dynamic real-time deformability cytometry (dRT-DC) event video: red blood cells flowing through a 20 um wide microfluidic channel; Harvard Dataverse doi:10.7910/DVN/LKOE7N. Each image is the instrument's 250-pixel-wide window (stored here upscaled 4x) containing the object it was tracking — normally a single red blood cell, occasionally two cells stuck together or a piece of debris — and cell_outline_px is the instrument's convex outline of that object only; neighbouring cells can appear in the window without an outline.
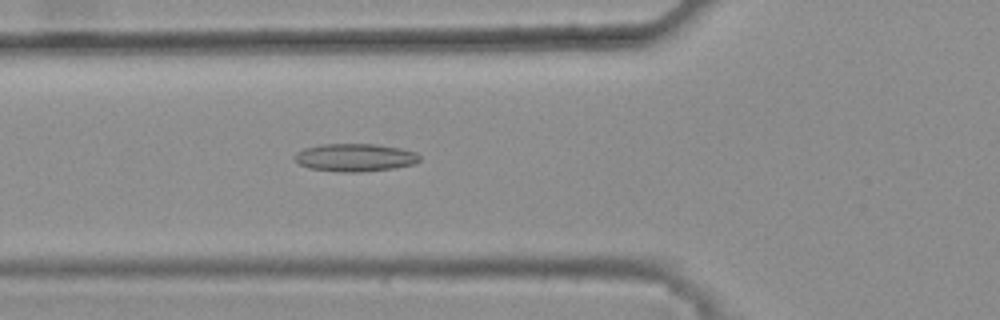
{"species": "common noctule bat (a hibernating species)", "species_latin": "Nyctalus noctula", "temperature_condition": "warm", "stored_images_in_passage": 46, "camera_frame_rate_fps": 3000, "um_per_image_px": 0.085, "animal": {"sex": "female", "body_mass_g": 25.1}, "frame": {"image": 1, "passage_image": 19, "time_ms": 6.0, "image_size_px": [1000, 320], "cell_outline_px": [[420, 160], [416, 164], [392, 168], [360, 172], [340, 172], [308, 168], [300, 164], [292, 156], [296, 152], [304, 148], [320, 144], [376, 144], [400, 148], [416, 152], [420, 156]], "centroid_in_image_um": [30.17, 13.38], "position_along_channel_um": 95.6, "area_um2": 20.4}}
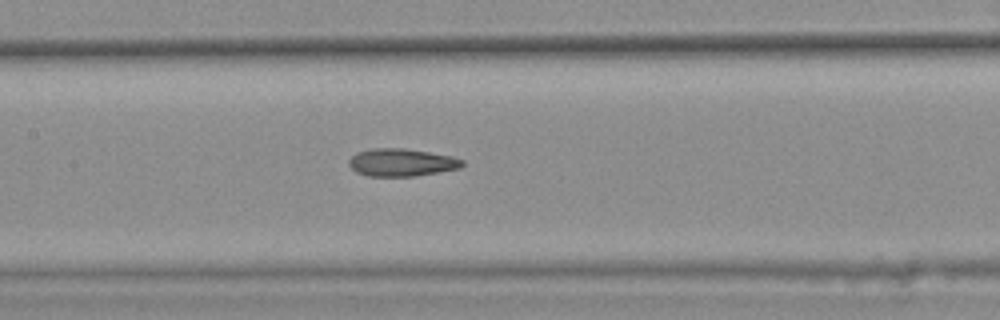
{"frame": {"image": 2, "passage_image": 25, "time_ms": 8.0, "image_size_px": [1000, 320], "cell_outline_px": [[464, 164], [460, 168], [416, 176], [368, 176], [356, 172], [348, 164], [348, 160], [356, 152], [372, 148], [404, 148], [452, 156], [464, 160]], "centroid_in_image_um": [34.12, 13.8], "position_along_channel_um": 173.3, "area_um2": 18.32}}
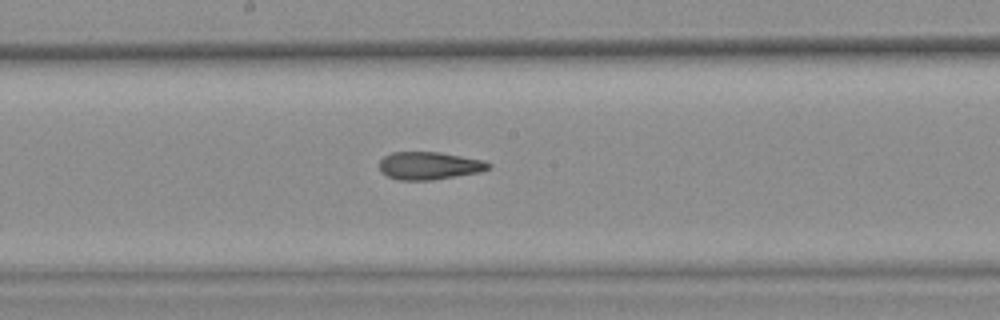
{"frame": {"image": 3, "passage_image": 28, "time_ms": 9.0, "image_size_px": [1000, 320], "cell_outline_px": [[492, 164], [488, 168], [480, 172], [432, 180], [400, 180], [388, 176], [380, 172], [380, 160], [384, 156], [392, 152], [440, 152], [484, 160]], "centroid_in_image_um": [36.48, 14.08], "position_along_channel_um": 211.7, "area_um2": 17.63}, "authors_computed_cell_mechanics": {"area_um2": 18.207, "velocity_mm_per_s": 3.8663, "shape_relaxation_time_tau1_ms": null, "shape_relaxation_time_tau2_ms": 2.5366, "deformation_change_tau1": null, "deformation_change_tau2": 0.1177}}